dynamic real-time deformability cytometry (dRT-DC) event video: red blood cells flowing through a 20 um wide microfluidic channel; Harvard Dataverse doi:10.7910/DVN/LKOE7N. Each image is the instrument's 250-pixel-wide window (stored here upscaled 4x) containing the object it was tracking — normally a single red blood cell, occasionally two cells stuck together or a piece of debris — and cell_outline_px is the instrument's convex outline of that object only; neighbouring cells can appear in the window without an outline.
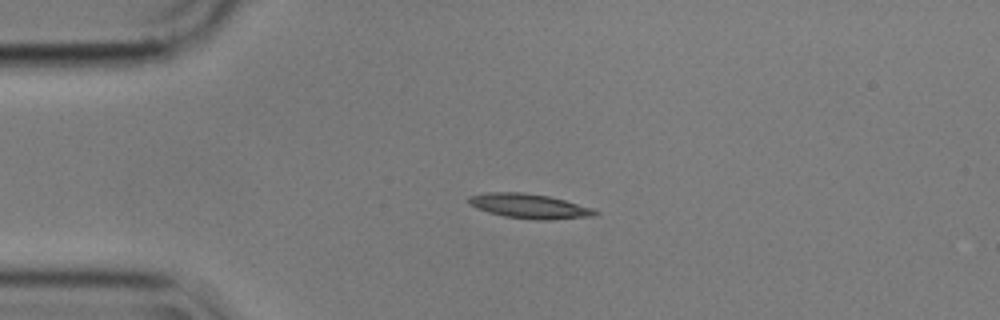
{"species": "common noctule bat (a hibernating species)", "species_latin": "Nyctalus noctula", "temperature_condition": "cold", "stored_images_in_passage": 3, "camera_frame_rate_fps": 3000, "um_per_image_px": 0.085, "animal": {"sex": "male", "body_mass_g": 17.9}, "frame": {"image": 1, "passage_image": 2, "time_ms": 0.333, "image_size_px": [1000, 320], "cell_outline_px": [[600, 212], [596, 216], [548, 220], [536, 220], [504, 216], [488, 212], [476, 208], [468, 204], [468, 196], [484, 192], [524, 192], [548, 196], [564, 200], [592, 208]], "centroid_in_image_um": [44.97, 17.52], "position_along_channel_um": 40.0, "area_um2": 18.26}}